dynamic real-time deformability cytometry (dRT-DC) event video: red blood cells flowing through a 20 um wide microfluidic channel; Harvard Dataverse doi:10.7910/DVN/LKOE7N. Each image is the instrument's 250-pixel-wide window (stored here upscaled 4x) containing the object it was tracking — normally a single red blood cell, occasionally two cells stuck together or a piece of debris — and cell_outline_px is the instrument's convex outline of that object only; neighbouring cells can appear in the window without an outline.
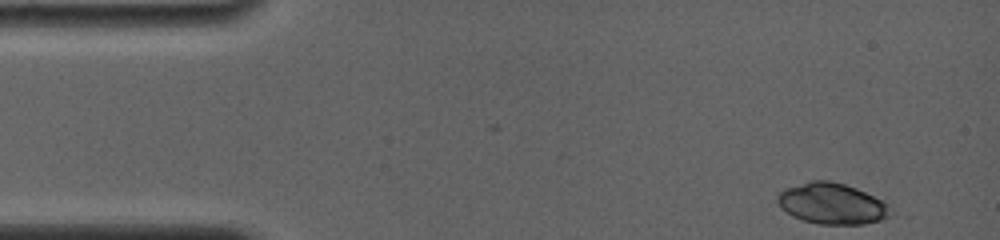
{"species": "common noctule bat (a hibernating species)", "species_latin": "Nyctalus noctula", "temperature_condition": "room temperature", "stored_images_in_passage": 5, "camera_frame_rate_fps": 4000, "um_per_image_px": 0.085, "animal": {"sex": "female", "body_mass_g": 19.0, "forearm_length_mm": 56.7}, "frame": {"image": 1, "passage_image": 1, "time_ms": 0.0, "image_size_px": [1000, 240], "cell_outline_px": [[896, 212], [880, 220], [864, 224], [820, 224], [804, 220], [792, 216], [780, 208], [776, 204], [776, 196], [784, 188], [812, 180], [828, 180], [844, 184], [856, 188], [888, 204]], "centroid_in_image_um": [70.69, 17.31], "position_along_channel_um": 14.3, "area_um2": 27.11}}
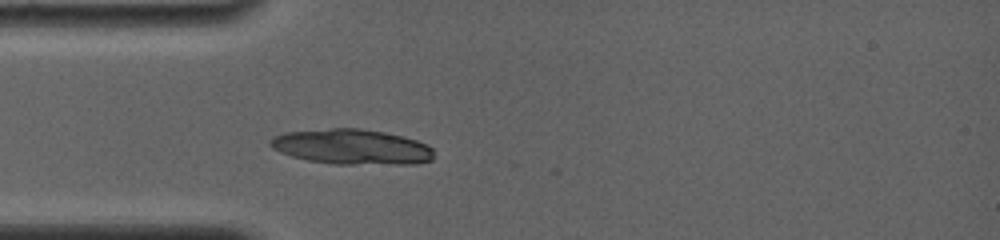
{"frame": {"image": 2, "passage_image": 5, "time_ms": 3.5, "image_size_px": [1000, 240], "cell_outline_px": [[432, 160], [412, 164], [332, 164], [308, 160], [292, 156], [280, 152], [272, 148], [268, 144], [268, 140], [272, 136], [284, 132], [332, 128], [360, 128], [384, 132], [404, 136], [428, 144], [432, 148]], "centroid_in_image_um": [29.87, 12.47], "position_along_channel_um": 55.1, "area_um2": 33.81}}